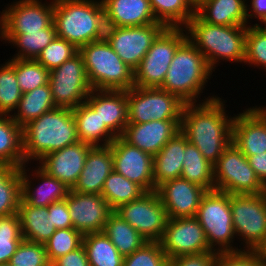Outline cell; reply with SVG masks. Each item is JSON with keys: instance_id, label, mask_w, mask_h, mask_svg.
I'll return each instance as SVG.
<instances>
[{"instance_id": "cell-1", "label": "cell", "mask_w": 266, "mask_h": 266, "mask_svg": "<svg viewBox=\"0 0 266 266\" xmlns=\"http://www.w3.org/2000/svg\"><path fill=\"white\" fill-rule=\"evenodd\" d=\"M226 101V102H225ZM227 100L184 104L180 131L204 158L214 164L232 142L234 116L227 113Z\"/></svg>"}, {"instance_id": "cell-2", "label": "cell", "mask_w": 266, "mask_h": 266, "mask_svg": "<svg viewBox=\"0 0 266 266\" xmlns=\"http://www.w3.org/2000/svg\"><path fill=\"white\" fill-rule=\"evenodd\" d=\"M26 163L79 142L77 125L71 109L56 107L22 128ZM33 161V162H32Z\"/></svg>"}, {"instance_id": "cell-3", "label": "cell", "mask_w": 266, "mask_h": 266, "mask_svg": "<svg viewBox=\"0 0 266 266\" xmlns=\"http://www.w3.org/2000/svg\"><path fill=\"white\" fill-rule=\"evenodd\" d=\"M213 72L204 55L187 38L175 52L160 88L176 95L185 104L207 102L219 97L210 93L201 98Z\"/></svg>"}, {"instance_id": "cell-4", "label": "cell", "mask_w": 266, "mask_h": 266, "mask_svg": "<svg viewBox=\"0 0 266 266\" xmlns=\"http://www.w3.org/2000/svg\"><path fill=\"white\" fill-rule=\"evenodd\" d=\"M184 28L187 38L214 72L222 61L244 66L247 26L212 25L194 14Z\"/></svg>"}, {"instance_id": "cell-5", "label": "cell", "mask_w": 266, "mask_h": 266, "mask_svg": "<svg viewBox=\"0 0 266 266\" xmlns=\"http://www.w3.org/2000/svg\"><path fill=\"white\" fill-rule=\"evenodd\" d=\"M79 52L92 89L127 91L134 87V70L122 61L109 43L90 42Z\"/></svg>"}, {"instance_id": "cell-6", "label": "cell", "mask_w": 266, "mask_h": 266, "mask_svg": "<svg viewBox=\"0 0 266 266\" xmlns=\"http://www.w3.org/2000/svg\"><path fill=\"white\" fill-rule=\"evenodd\" d=\"M202 228L210 248L217 252L241 251L233 246L236 234L233 228L230 208V194L219 190H210L202 197L195 216Z\"/></svg>"}, {"instance_id": "cell-7", "label": "cell", "mask_w": 266, "mask_h": 266, "mask_svg": "<svg viewBox=\"0 0 266 266\" xmlns=\"http://www.w3.org/2000/svg\"><path fill=\"white\" fill-rule=\"evenodd\" d=\"M230 208L239 247L258 251L266 242V192L230 194Z\"/></svg>"}, {"instance_id": "cell-8", "label": "cell", "mask_w": 266, "mask_h": 266, "mask_svg": "<svg viewBox=\"0 0 266 266\" xmlns=\"http://www.w3.org/2000/svg\"><path fill=\"white\" fill-rule=\"evenodd\" d=\"M53 23L57 36L77 49L94 42L96 0H54Z\"/></svg>"}, {"instance_id": "cell-9", "label": "cell", "mask_w": 266, "mask_h": 266, "mask_svg": "<svg viewBox=\"0 0 266 266\" xmlns=\"http://www.w3.org/2000/svg\"><path fill=\"white\" fill-rule=\"evenodd\" d=\"M186 39L185 28H165L134 70V87L160 88L175 52Z\"/></svg>"}, {"instance_id": "cell-10", "label": "cell", "mask_w": 266, "mask_h": 266, "mask_svg": "<svg viewBox=\"0 0 266 266\" xmlns=\"http://www.w3.org/2000/svg\"><path fill=\"white\" fill-rule=\"evenodd\" d=\"M215 189L228 194H261L266 187L257 178L248 158L231 142L213 164Z\"/></svg>"}, {"instance_id": "cell-11", "label": "cell", "mask_w": 266, "mask_h": 266, "mask_svg": "<svg viewBox=\"0 0 266 266\" xmlns=\"http://www.w3.org/2000/svg\"><path fill=\"white\" fill-rule=\"evenodd\" d=\"M128 123L153 120H181L182 102L176 95L161 88L133 87L127 90Z\"/></svg>"}, {"instance_id": "cell-12", "label": "cell", "mask_w": 266, "mask_h": 266, "mask_svg": "<svg viewBox=\"0 0 266 266\" xmlns=\"http://www.w3.org/2000/svg\"><path fill=\"white\" fill-rule=\"evenodd\" d=\"M48 84L56 107L73 110L84 103L92 87L82 54L78 51L61 66L51 70Z\"/></svg>"}, {"instance_id": "cell-13", "label": "cell", "mask_w": 266, "mask_h": 266, "mask_svg": "<svg viewBox=\"0 0 266 266\" xmlns=\"http://www.w3.org/2000/svg\"><path fill=\"white\" fill-rule=\"evenodd\" d=\"M147 242H159L168 220L166 209L156 191L145 192L139 199L115 210Z\"/></svg>"}, {"instance_id": "cell-14", "label": "cell", "mask_w": 266, "mask_h": 266, "mask_svg": "<svg viewBox=\"0 0 266 266\" xmlns=\"http://www.w3.org/2000/svg\"><path fill=\"white\" fill-rule=\"evenodd\" d=\"M4 8L0 11V34L39 31L53 23L54 0H14Z\"/></svg>"}, {"instance_id": "cell-15", "label": "cell", "mask_w": 266, "mask_h": 266, "mask_svg": "<svg viewBox=\"0 0 266 266\" xmlns=\"http://www.w3.org/2000/svg\"><path fill=\"white\" fill-rule=\"evenodd\" d=\"M167 258L213 251L196 217L168 218L159 241Z\"/></svg>"}, {"instance_id": "cell-16", "label": "cell", "mask_w": 266, "mask_h": 266, "mask_svg": "<svg viewBox=\"0 0 266 266\" xmlns=\"http://www.w3.org/2000/svg\"><path fill=\"white\" fill-rule=\"evenodd\" d=\"M114 171L139 185L145 192L155 191L153 156L127 143L121 136L110 144Z\"/></svg>"}, {"instance_id": "cell-17", "label": "cell", "mask_w": 266, "mask_h": 266, "mask_svg": "<svg viewBox=\"0 0 266 266\" xmlns=\"http://www.w3.org/2000/svg\"><path fill=\"white\" fill-rule=\"evenodd\" d=\"M67 206L73 228L83 236L103 232L105 223L114 212L100 194H87L70 190Z\"/></svg>"}, {"instance_id": "cell-18", "label": "cell", "mask_w": 266, "mask_h": 266, "mask_svg": "<svg viewBox=\"0 0 266 266\" xmlns=\"http://www.w3.org/2000/svg\"><path fill=\"white\" fill-rule=\"evenodd\" d=\"M28 165L27 163L21 167V200L24 203L33 207H48L54 202L67 198L70 187L49 175L38 163L34 165L36 166L34 169L31 163L29 165L31 169Z\"/></svg>"}, {"instance_id": "cell-19", "label": "cell", "mask_w": 266, "mask_h": 266, "mask_svg": "<svg viewBox=\"0 0 266 266\" xmlns=\"http://www.w3.org/2000/svg\"><path fill=\"white\" fill-rule=\"evenodd\" d=\"M232 143L248 158L266 152V106H250L233 114Z\"/></svg>"}, {"instance_id": "cell-20", "label": "cell", "mask_w": 266, "mask_h": 266, "mask_svg": "<svg viewBox=\"0 0 266 266\" xmlns=\"http://www.w3.org/2000/svg\"><path fill=\"white\" fill-rule=\"evenodd\" d=\"M165 28L162 23L119 27L109 44L122 61L135 70L151 48L153 41Z\"/></svg>"}, {"instance_id": "cell-21", "label": "cell", "mask_w": 266, "mask_h": 266, "mask_svg": "<svg viewBox=\"0 0 266 266\" xmlns=\"http://www.w3.org/2000/svg\"><path fill=\"white\" fill-rule=\"evenodd\" d=\"M168 218L195 217L207 190L190 181L177 178L156 188Z\"/></svg>"}, {"instance_id": "cell-22", "label": "cell", "mask_w": 266, "mask_h": 266, "mask_svg": "<svg viewBox=\"0 0 266 266\" xmlns=\"http://www.w3.org/2000/svg\"><path fill=\"white\" fill-rule=\"evenodd\" d=\"M92 146L81 141L42 157L37 163L49 175L71 189L77 183Z\"/></svg>"}, {"instance_id": "cell-23", "label": "cell", "mask_w": 266, "mask_h": 266, "mask_svg": "<svg viewBox=\"0 0 266 266\" xmlns=\"http://www.w3.org/2000/svg\"><path fill=\"white\" fill-rule=\"evenodd\" d=\"M181 120H153L146 123H128L122 138L153 157L180 131Z\"/></svg>"}, {"instance_id": "cell-24", "label": "cell", "mask_w": 266, "mask_h": 266, "mask_svg": "<svg viewBox=\"0 0 266 266\" xmlns=\"http://www.w3.org/2000/svg\"><path fill=\"white\" fill-rule=\"evenodd\" d=\"M85 102L117 137L122 136L128 124L127 91L92 89Z\"/></svg>"}, {"instance_id": "cell-25", "label": "cell", "mask_w": 266, "mask_h": 266, "mask_svg": "<svg viewBox=\"0 0 266 266\" xmlns=\"http://www.w3.org/2000/svg\"><path fill=\"white\" fill-rule=\"evenodd\" d=\"M113 170V156L110 145L92 146L86 156L78 181L72 190L101 195L105 180Z\"/></svg>"}, {"instance_id": "cell-26", "label": "cell", "mask_w": 266, "mask_h": 266, "mask_svg": "<svg viewBox=\"0 0 266 266\" xmlns=\"http://www.w3.org/2000/svg\"><path fill=\"white\" fill-rule=\"evenodd\" d=\"M187 143L186 136L179 131L153 157L155 191L160 184L180 178Z\"/></svg>"}, {"instance_id": "cell-27", "label": "cell", "mask_w": 266, "mask_h": 266, "mask_svg": "<svg viewBox=\"0 0 266 266\" xmlns=\"http://www.w3.org/2000/svg\"><path fill=\"white\" fill-rule=\"evenodd\" d=\"M246 0H206L195 14L212 25L247 26Z\"/></svg>"}, {"instance_id": "cell-28", "label": "cell", "mask_w": 266, "mask_h": 266, "mask_svg": "<svg viewBox=\"0 0 266 266\" xmlns=\"http://www.w3.org/2000/svg\"><path fill=\"white\" fill-rule=\"evenodd\" d=\"M79 141L91 146H108L117 137L86 102L73 110Z\"/></svg>"}, {"instance_id": "cell-29", "label": "cell", "mask_w": 266, "mask_h": 266, "mask_svg": "<svg viewBox=\"0 0 266 266\" xmlns=\"http://www.w3.org/2000/svg\"><path fill=\"white\" fill-rule=\"evenodd\" d=\"M119 27L143 26L156 21L149 0H102Z\"/></svg>"}, {"instance_id": "cell-30", "label": "cell", "mask_w": 266, "mask_h": 266, "mask_svg": "<svg viewBox=\"0 0 266 266\" xmlns=\"http://www.w3.org/2000/svg\"><path fill=\"white\" fill-rule=\"evenodd\" d=\"M18 215L25 240L44 244L56 230L48 218V207H33L20 200Z\"/></svg>"}, {"instance_id": "cell-31", "label": "cell", "mask_w": 266, "mask_h": 266, "mask_svg": "<svg viewBox=\"0 0 266 266\" xmlns=\"http://www.w3.org/2000/svg\"><path fill=\"white\" fill-rule=\"evenodd\" d=\"M57 36L54 23L48 28L24 34H0V40L5 44L10 43L17 50L13 59H32L36 60L41 51L48 46ZM7 42V43H6Z\"/></svg>"}, {"instance_id": "cell-32", "label": "cell", "mask_w": 266, "mask_h": 266, "mask_svg": "<svg viewBox=\"0 0 266 266\" xmlns=\"http://www.w3.org/2000/svg\"><path fill=\"white\" fill-rule=\"evenodd\" d=\"M55 108L50 86L46 84L30 92L22 93V97L11 117L23 128L43 113Z\"/></svg>"}, {"instance_id": "cell-33", "label": "cell", "mask_w": 266, "mask_h": 266, "mask_svg": "<svg viewBox=\"0 0 266 266\" xmlns=\"http://www.w3.org/2000/svg\"><path fill=\"white\" fill-rule=\"evenodd\" d=\"M22 137V127L10 115L0 114V163L17 168L27 164Z\"/></svg>"}, {"instance_id": "cell-34", "label": "cell", "mask_w": 266, "mask_h": 266, "mask_svg": "<svg viewBox=\"0 0 266 266\" xmlns=\"http://www.w3.org/2000/svg\"><path fill=\"white\" fill-rule=\"evenodd\" d=\"M103 232L123 257L132 254L147 242L137 230L115 211L105 223Z\"/></svg>"}, {"instance_id": "cell-35", "label": "cell", "mask_w": 266, "mask_h": 266, "mask_svg": "<svg viewBox=\"0 0 266 266\" xmlns=\"http://www.w3.org/2000/svg\"><path fill=\"white\" fill-rule=\"evenodd\" d=\"M181 178L197 184L207 191L214 190L213 164L204 158L190 142L185 146Z\"/></svg>"}, {"instance_id": "cell-36", "label": "cell", "mask_w": 266, "mask_h": 266, "mask_svg": "<svg viewBox=\"0 0 266 266\" xmlns=\"http://www.w3.org/2000/svg\"><path fill=\"white\" fill-rule=\"evenodd\" d=\"M82 244L89 266H123L124 257L104 232L84 235Z\"/></svg>"}, {"instance_id": "cell-37", "label": "cell", "mask_w": 266, "mask_h": 266, "mask_svg": "<svg viewBox=\"0 0 266 266\" xmlns=\"http://www.w3.org/2000/svg\"><path fill=\"white\" fill-rule=\"evenodd\" d=\"M157 22L166 28H184L194 16L189 0H149Z\"/></svg>"}, {"instance_id": "cell-38", "label": "cell", "mask_w": 266, "mask_h": 266, "mask_svg": "<svg viewBox=\"0 0 266 266\" xmlns=\"http://www.w3.org/2000/svg\"><path fill=\"white\" fill-rule=\"evenodd\" d=\"M21 200V168L0 163V216L18 213Z\"/></svg>"}, {"instance_id": "cell-39", "label": "cell", "mask_w": 266, "mask_h": 266, "mask_svg": "<svg viewBox=\"0 0 266 266\" xmlns=\"http://www.w3.org/2000/svg\"><path fill=\"white\" fill-rule=\"evenodd\" d=\"M145 191L114 170L106 178L101 196L115 211L121 205L139 199Z\"/></svg>"}, {"instance_id": "cell-40", "label": "cell", "mask_w": 266, "mask_h": 266, "mask_svg": "<svg viewBox=\"0 0 266 266\" xmlns=\"http://www.w3.org/2000/svg\"><path fill=\"white\" fill-rule=\"evenodd\" d=\"M6 61L0 64V114L11 116L22 97V92L15 74V59Z\"/></svg>"}, {"instance_id": "cell-41", "label": "cell", "mask_w": 266, "mask_h": 266, "mask_svg": "<svg viewBox=\"0 0 266 266\" xmlns=\"http://www.w3.org/2000/svg\"><path fill=\"white\" fill-rule=\"evenodd\" d=\"M246 64L247 67L261 68L266 72V25L247 26L244 65Z\"/></svg>"}, {"instance_id": "cell-42", "label": "cell", "mask_w": 266, "mask_h": 266, "mask_svg": "<svg viewBox=\"0 0 266 266\" xmlns=\"http://www.w3.org/2000/svg\"><path fill=\"white\" fill-rule=\"evenodd\" d=\"M15 74L22 93L49 83L50 71L32 59H15Z\"/></svg>"}, {"instance_id": "cell-43", "label": "cell", "mask_w": 266, "mask_h": 266, "mask_svg": "<svg viewBox=\"0 0 266 266\" xmlns=\"http://www.w3.org/2000/svg\"><path fill=\"white\" fill-rule=\"evenodd\" d=\"M22 240L18 213L0 216V264L9 263Z\"/></svg>"}, {"instance_id": "cell-44", "label": "cell", "mask_w": 266, "mask_h": 266, "mask_svg": "<svg viewBox=\"0 0 266 266\" xmlns=\"http://www.w3.org/2000/svg\"><path fill=\"white\" fill-rule=\"evenodd\" d=\"M83 235L74 228L57 229L44 243L48 259L52 264L57 258L76 250L82 245Z\"/></svg>"}, {"instance_id": "cell-45", "label": "cell", "mask_w": 266, "mask_h": 266, "mask_svg": "<svg viewBox=\"0 0 266 266\" xmlns=\"http://www.w3.org/2000/svg\"><path fill=\"white\" fill-rule=\"evenodd\" d=\"M78 51L79 49H77L72 43L56 36V38L41 51L36 58V61L43 65L47 70L51 71L54 68L61 66Z\"/></svg>"}, {"instance_id": "cell-46", "label": "cell", "mask_w": 266, "mask_h": 266, "mask_svg": "<svg viewBox=\"0 0 266 266\" xmlns=\"http://www.w3.org/2000/svg\"><path fill=\"white\" fill-rule=\"evenodd\" d=\"M11 266H51L45 245L23 239L14 255Z\"/></svg>"}, {"instance_id": "cell-47", "label": "cell", "mask_w": 266, "mask_h": 266, "mask_svg": "<svg viewBox=\"0 0 266 266\" xmlns=\"http://www.w3.org/2000/svg\"><path fill=\"white\" fill-rule=\"evenodd\" d=\"M169 259L160 242H146L138 250L124 257L123 266H168Z\"/></svg>"}, {"instance_id": "cell-48", "label": "cell", "mask_w": 266, "mask_h": 266, "mask_svg": "<svg viewBox=\"0 0 266 266\" xmlns=\"http://www.w3.org/2000/svg\"><path fill=\"white\" fill-rule=\"evenodd\" d=\"M264 263L259 251L241 250L218 253L215 266H264Z\"/></svg>"}, {"instance_id": "cell-49", "label": "cell", "mask_w": 266, "mask_h": 266, "mask_svg": "<svg viewBox=\"0 0 266 266\" xmlns=\"http://www.w3.org/2000/svg\"><path fill=\"white\" fill-rule=\"evenodd\" d=\"M97 27L94 37L95 43H109L119 28L113 20L109 10L103 5L102 0H96Z\"/></svg>"}, {"instance_id": "cell-50", "label": "cell", "mask_w": 266, "mask_h": 266, "mask_svg": "<svg viewBox=\"0 0 266 266\" xmlns=\"http://www.w3.org/2000/svg\"><path fill=\"white\" fill-rule=\"evenodd\" d=\"M217 252L180 255L169 260L168 266H215Z\"/></svg>"}, {"instance_id": "cell-51", "label": "cell", "mask_w": 266, "mask_h": 266, "mask_svg": "<svg viewBox=\"0 0 266 266\" xmlns=\"http://www.w3.org/2000/svg\"><path fill=\"white\" fill-rule=\"evenodd\" d=\"M48 218L57 229L73 228L66 199L48 206Z\"/></svg>"}, {"instance_id": "cell-52", "label": "cell", "mask_w": 266, "mask_h": 266, "mask_svg": "<svg viewBox=\"0 0 266 266\" xmlns=\"http://www.w3.org/2000/svg\"><path fill=\"white\" fill-rule=\"evenodd\" d=\"M51 266H89L88 257L83 244L76 250L57 258Z\"/></svg>"}, {"instance_id": "cell-53", "label": "cell", "mask_w": 266, "mask_h": 266, "mask_svg": "<svg viewBox=\"0 0 266 266\" xmlns=\"http://www.w3.org/2000/svg\"><path fill=\"white\" fill-rule=\"evenodd\" d=\"M250 4H246V13H247V26H250V19H258V23L251 25H266V0H246ZM260 21V22H259ZM249 22V23H248Z\"/></svg>"}, {"instance_id": "cell-54", "label": "cell", "mask_w": 266, "mask_h": 266, "mask_svg": "<svg viewBox=\"0 0 266 266\" xmlns=\"http://www.w3.org/2000/svg\"><path fill=\"white\" fill-rule=\"evenodd\" d=\"M248 161L257 178L266 187V152L251 155Z\"/></svg>"}, {"instance_id": "cell-55", "label": "cell", "mask_w": 266, "mask_h": 266, "mask_svg": "<svg viewBox=\"0 0 266 266\" xmlns=\"http://www.w3.org/2000/svg\"><path fill=\"white\" fill-rule=\"evenodd\" d=\"M258 251L262 254L263 260L266 263V242L263 244V246Z\"/></svg>"}, {"instance_id": "cell-56", "label": "cell", "mask_w": 266, "mask_h": 266, "mask_svg": "<svg viewBox=\"0 0 266 266\" xmlns=\"http://www.w3.org/2000/svg\"><path fill=\"white\" fill-rule=\"evenodd\" d=\"M206 0H189V2L192 4V6L196 9L201 3H203Z\"/></svg>"}, {"instance_id": "cell-57", "label": "cell", "mask_w": 266, "mask_h": 266, "mask_svg": "<svg viewBox=\"0 0 266 266\" xmlns=\"http://www.w3.org/2000/svg\"><path fill=\"white\" fill-rule=\"evenodd\" d=\"M0 266H11L9 263L6 264H0Z\"/></svg>"}]
</instances>
